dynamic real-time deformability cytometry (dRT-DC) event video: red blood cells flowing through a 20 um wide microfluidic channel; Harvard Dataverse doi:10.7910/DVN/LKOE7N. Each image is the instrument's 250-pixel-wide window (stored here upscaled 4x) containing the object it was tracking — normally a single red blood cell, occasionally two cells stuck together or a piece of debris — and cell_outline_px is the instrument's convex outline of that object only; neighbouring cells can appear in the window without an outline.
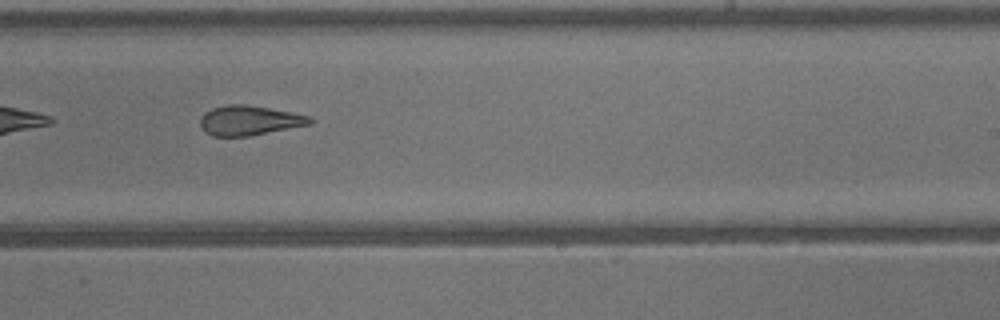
{"species": "common noctule bat (a hibernating species)", "species_latin": "Nyctalus noctula", "temperature_condition": "warm", "stored_images_in_passage": 23, "camera_frame_rate_fps": 3000, "um_per_image_px": 0.085, "animal": {"sex": "male", "body_mass_g": 13.3}, "frame": {"image": 1, "passage_image": 13, "time_ms": 4.0, "image_size_px": [1000, 320], "cell_outline_px": [[312, 124], [248, 136], [212, 136], [204, 132], [200, 124], [200, 120], [204, 112], [212, 108], [228, 104], [244, 104], [292, 112], [308, 116], [312, 120]], "centroid_in_image_um": [21.16, 10.24], "position_along_channel_um": 267.8, "area_um2": 18.9}}
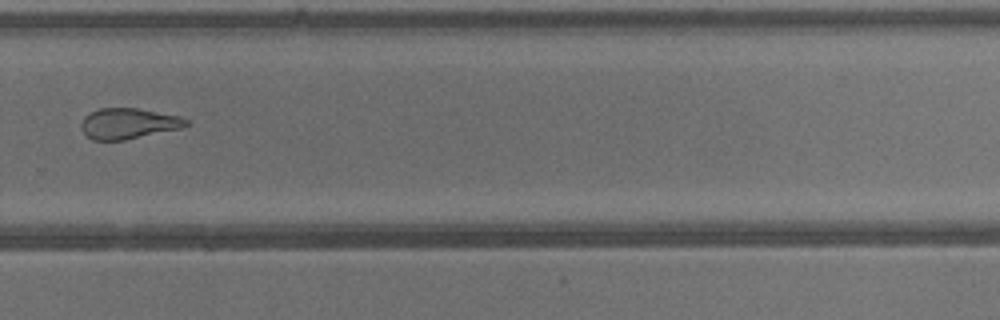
{"frame": {"image": 2, "passage_image": 16, "time_ms": 5.0, "image_size_px": [1000, 320], "cell_outline_px": [[188, 124], [184, 128], [124, 140], [92, 140], [80, 128], [80, 124], [84, 116], [100, 108], [136, 108], [180, 116], [188, 120]], "centroid_in_image_um": [10.92, 10.5], "position_along_channel_um": 318.9, "area_um2": 18.79}}